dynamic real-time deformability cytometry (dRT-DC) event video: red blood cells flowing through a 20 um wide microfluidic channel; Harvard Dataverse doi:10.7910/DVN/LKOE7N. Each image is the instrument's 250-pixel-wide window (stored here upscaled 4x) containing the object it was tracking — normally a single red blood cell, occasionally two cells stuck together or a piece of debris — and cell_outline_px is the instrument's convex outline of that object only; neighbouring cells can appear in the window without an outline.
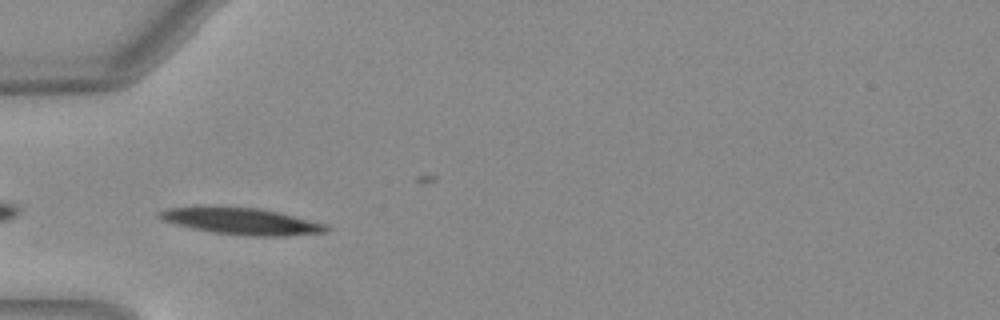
{"species": "Egyptian fruit bat (a non-hibernating species)", "species_latin": "Rousettus aegyptiacus", "temperature_condition": "warm", "stored_images_in_passage": 20, "camera_frame_rate_fps": 3000, "um_per_image_px": 0.085, "animal": {"sex": "female"}, "frame": {"image": 1, "passage_image": 1, "time_ms": 0.0, "image_size_px": [1000, 320], "cell_outline_px": [[328, 228], [324, 232], [280, 236], [248, 236], [212, 232], [192, 228], [160, 220], [156, 216], [156, 212], [168, 208], [256, 208], [276, 212], [324, 224]], "centroid_in_image_um": [20.45, 18.83], "position_along_channel_um": 64.6, "area_um2": 24.85}}
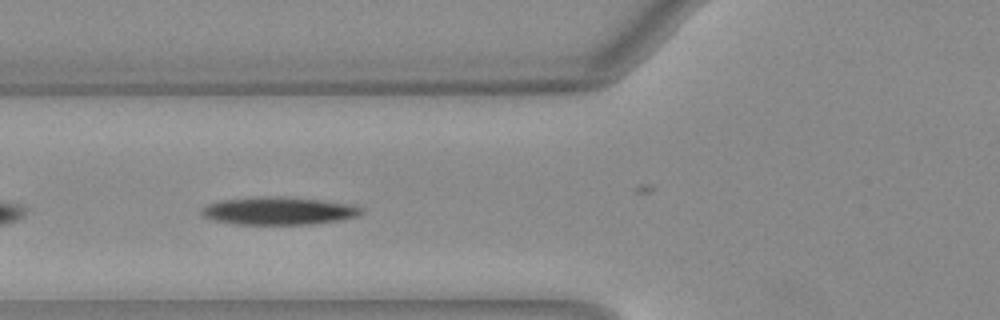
{"frame": {"image": 2, "passage_image": 4, "time_ms": 1.0, "image_size_px": [1000, 320], "cell_outline_px": [[364, 212], [360, 216], [340, 220], [312, 224], [236, 224], [216, 220], [204, 216], [200, 212], [200, 208], [208, 204], [224, 200], [316, 200], [352, 204], [360, 208]], "centroid_in_image_um": [23.76, 17.99], "position_along_channel_um": 102.0, "area_um2": 24.04}}
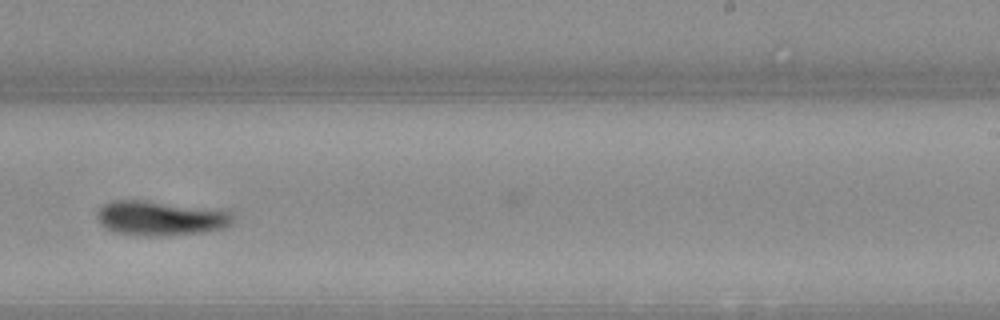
{"frame": {"image": 3, "passage_image": 17, "time_ms": 5.333, "image_size_px": [1000, 320], "cell_outline_px": [[236, 212], [232, 224], [224, 228], [212, 232], [160, 236], [148, 236], [116, 232], [104, 228], [100, 224], [96, 216], [96, 212], [104, 204], [112, 200], [144, 200], [228, 208]], "centroid_in_image_um": [13.8, 18.52], "position_along_channel_um": 275.2, "area_um2": 28.73}}